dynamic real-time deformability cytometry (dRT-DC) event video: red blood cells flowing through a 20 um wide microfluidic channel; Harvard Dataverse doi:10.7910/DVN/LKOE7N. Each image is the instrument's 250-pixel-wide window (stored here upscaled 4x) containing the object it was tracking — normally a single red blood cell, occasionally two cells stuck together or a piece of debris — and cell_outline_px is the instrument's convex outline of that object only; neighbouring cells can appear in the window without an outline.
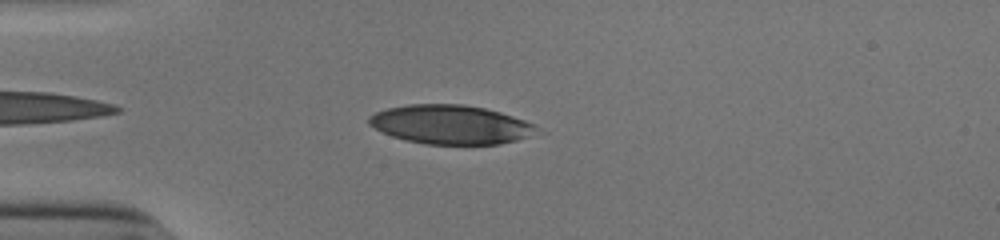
{"species": "human", "species_latin": "Homo sapiens", "temperature_condition": "cold", "stored_images_in_passage": 42, "camera_frame_rate_fps": 3000, "um_per_image_px": 0.085, "donor": {"sex": "male"}, "frame": {"image": 1, "passage_image": 4, "time_ms": 1.0, "image_size_px": [1000, 240], "cell_outline_px": [[536, 128], [528, 136], [516, 140], [500, 144], [428, 144], [404, 140], [392, 136], [368, 124], [368, 116], [376, 112], [388, 108], [408, 104], [464, 104], [484, 108], [500, 112], [536, 124]], "centroid_in_image_um": [38.26, 10.58], "position_along_channel_um": 46.7, "area_um2": 37.8}}
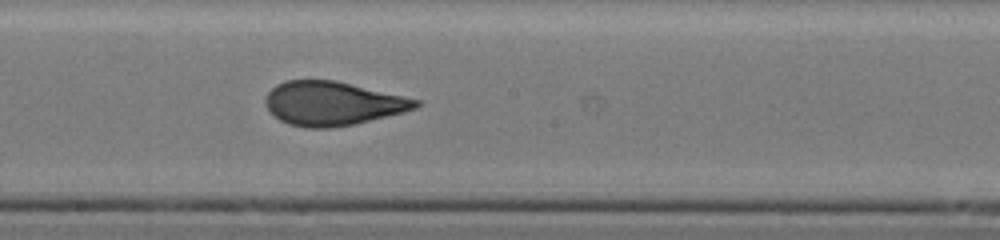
{"frame": {"image": 2, "passage_image": 19, "time_ms": 6.0, "image_size_px": [1000, 240], "cell_outline_px": [[424, 104], [416, 108], [404, 112], [352, 124], [328, 128], [304, 128], [288, 124], [280, 120], [268, 112], [264, 104], [264, 100], [268, 92], [276, 84], [284, 80], [336, 80], [404, 96], [420, 100]], "centroid_in_image_um": [28.23, 8.79], "position_along_channel_um": 220.0, "area_um2": 38.67}}
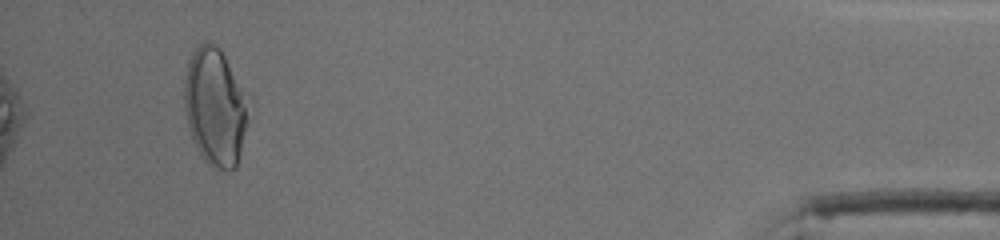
{"frame": {"image": 3, "passage_image": 39, "time_ms": 12.667, "image_size_px": [1000, 240], "cell_outline_px": [[252, 96], [248, 124], [236, 168], [212, 168], [204, 160], [196, 148], [192, 140], [188, 128], [184, 104], [184, 76], [188, 60], [192, 52], [204, 40], [208, 40], [216, 44], [220, 48]], "centroid_in_image_um": [18.33, 9.02], "position_along_channel_um": 416.9, "area_um2": 45.6}, "authors_computed_cell_mechanics": {"area_um2": 38.9283, "velocity_mm_per_s": 3.9193, "shape_relaxation_time_tau1_ms": 8.5515, "shape_relaxation_time_tau2_ms": 1.0714, "deformation_change_tau1": 0.2427, "deformation_change_tau2": 0.0774}}